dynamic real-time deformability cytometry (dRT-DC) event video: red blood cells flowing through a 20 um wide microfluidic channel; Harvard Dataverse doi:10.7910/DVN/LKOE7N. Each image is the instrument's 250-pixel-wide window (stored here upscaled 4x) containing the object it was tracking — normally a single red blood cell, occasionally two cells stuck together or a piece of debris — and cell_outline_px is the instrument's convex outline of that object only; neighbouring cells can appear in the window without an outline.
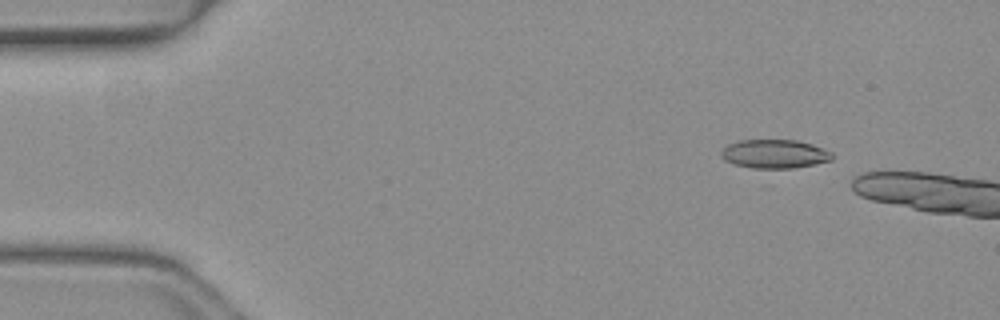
{"species": "common noctule bat (a hibernating species)", "species_latin": "Nyctalus noctula", "temperature_condition": "warm", "stored_images_in_passage": 5, "camera_frame_rate_fps": 3000, "um_per_image_px": 0.085, "animal": {"sex": "female", "body_mass_g": 19.3, "forearm_length_mm": 54.1}, "frame": {"image": 1, "passage_image": 1, "time_ms": 0.0, "image_size_px": [1000, 320], "cell_outline_px": [[832, 160], [792, 168], [756, 168], [736, 164], [724, 160], [720, 156], [720, 152], [728, 144], [740, 140], [796, 140], [812, 144], [832, 152]], "centroid_in_image_um": [65.82, 13.07], "position_along_channel_um": 19.2, "area_um2": 18.38}}